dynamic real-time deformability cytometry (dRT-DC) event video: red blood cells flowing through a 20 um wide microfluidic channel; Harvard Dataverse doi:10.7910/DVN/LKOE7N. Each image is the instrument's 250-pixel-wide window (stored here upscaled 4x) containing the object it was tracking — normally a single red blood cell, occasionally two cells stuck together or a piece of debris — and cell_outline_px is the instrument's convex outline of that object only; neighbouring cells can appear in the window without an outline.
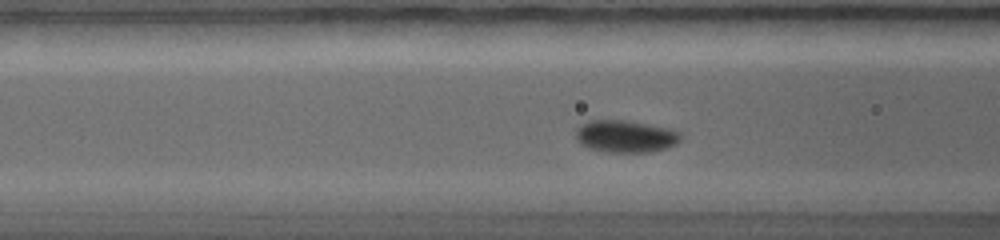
{"species": "common noctule bat (a hibernating species)", "species_latin": "Nyctalus noctula", "temperature_condition": "warm", "stored_images_in_passage": 62, "camera_frame_rate_fps": 5000, "um_per_image_px": 0.085, "animal": {"sex": "female", "body_mass_g": 19.0, "forearm_length_mm": 56.7}, "frame": {"image": 1, "passage_image": 7, "time_ms": 0.8, "image_size_px": [1000, 240], "cell_outline_px": [[680, 140], [676, 144], [664, 148], [648, 152], [608, 152], [588, 148], [580, 144], [576, 140], [576, 128], [580, 124], [588, 120], [628, 120], [668, 128], [680, 132]], "centroid_in_image_um": [53.12, 11.58], "position_along_channel_um": 113.5, "area_um2": 19.77}}
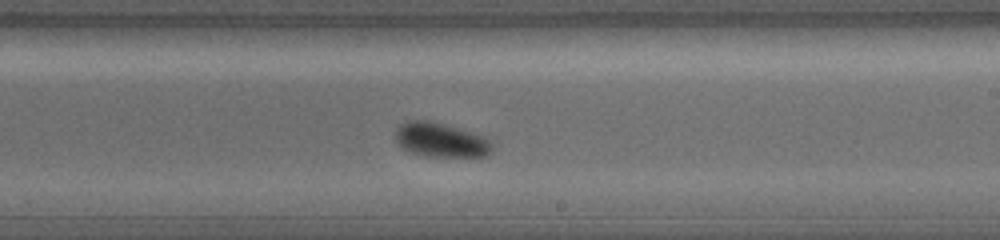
{"frame": {"image": 2, "passage_image": 31, "time_ms": 3.6, "image_size_px": [1000, 240], "cell_outline_px": [[492, 152], [484, 156], [424, 156], [408, 152], [396, 144], [396, 128], [400, 124], [408, 120], [428, 120], [460, 128], [484, 136], [492, 144]], "centroid_in_image_um": [37.42, 11.89], "position_along_channel_um": 251.6, "area_um2": 19.48}}
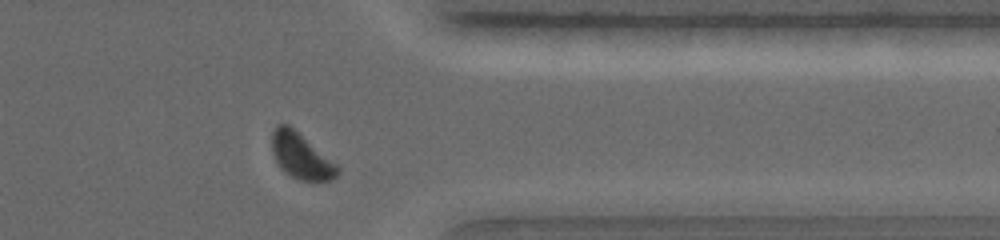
{"frame": {"image": 3, "passage_image": 54, "time_ms": 6.4, "image_size_px": [1000, 240], "cell_outline_px": [[340, 172], [332, 180], [300, 180], [284, 172], [280, 168], [272, 152], [272, 132], [276, 124], [288, 124], [336, 164], [340, 168]], "centroid_in_image_um": [25.57, 13.26], "position_along_channel_um": 385.8, "area_um2": 17.11}}